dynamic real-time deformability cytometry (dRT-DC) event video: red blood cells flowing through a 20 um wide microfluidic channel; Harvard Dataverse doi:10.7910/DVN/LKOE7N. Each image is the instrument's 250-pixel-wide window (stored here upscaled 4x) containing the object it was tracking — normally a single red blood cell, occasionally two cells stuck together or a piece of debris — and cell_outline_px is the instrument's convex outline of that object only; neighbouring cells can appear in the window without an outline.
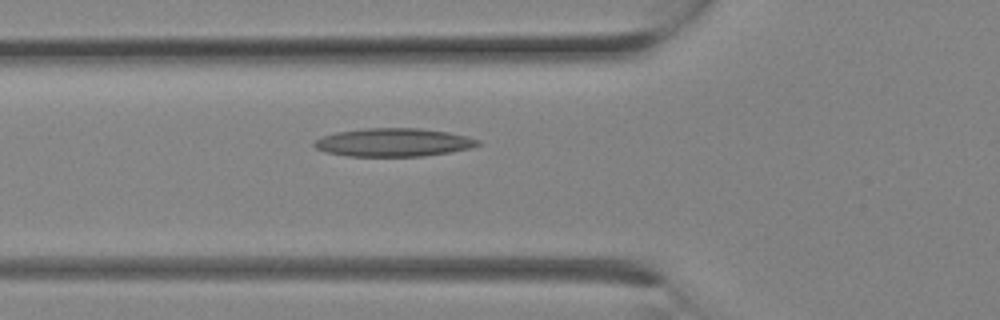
{"species": "Egyptian fruit bat (a non-hibernating species)", "species_latin": "Rousettus aegyptiacus", "temperature_condition": "room temperature", "stored_images_in_passage": 6, "camera_frame_rate_fps": 3000, "um_per_image_px": 0.085, "animal": {"sex": "female"}, "frame": {"image": 1, "passage_image": 6, "time_ms": 1.667, "image_size_px": [1000, 320], "cell_outline_px": [[480, 144], [468, 148], [452, 152], [424, 156], [348, 156], [324, 152], [316, 148], [312, 144], [316, 140], [324, 136], [336, 132], [364, 128], [420, 128], [448, 132], [468, 136], [480, 140]], "centroid_in_image_um": [33.45, 12.1], "position_along_channel_um": 92.4, "area_um2": 26.99}}